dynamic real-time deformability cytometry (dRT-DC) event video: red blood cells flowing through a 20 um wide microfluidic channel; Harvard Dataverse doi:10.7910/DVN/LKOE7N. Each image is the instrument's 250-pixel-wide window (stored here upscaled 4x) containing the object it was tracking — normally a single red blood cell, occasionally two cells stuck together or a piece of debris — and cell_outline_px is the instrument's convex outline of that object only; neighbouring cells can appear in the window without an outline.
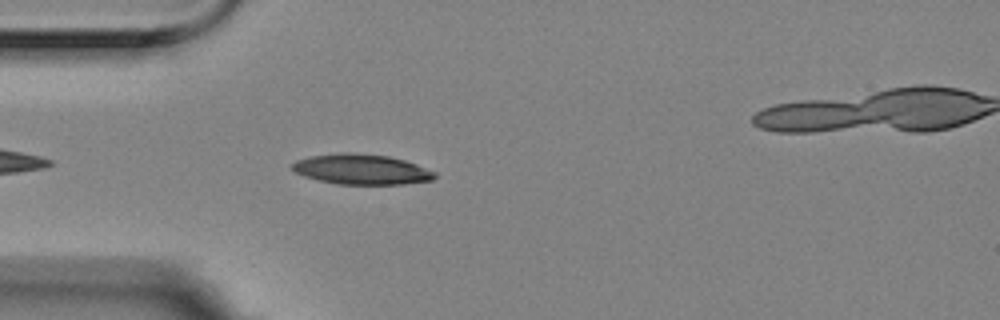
{"species": "Egyptian fruit bat (a non-hibernating species)", "species_latin": "Rousettus aegyptiacus", "temperature_condition": "room temperature", "stored_images_in_passage": 5, "camera_frame_rate_fps": 3000, "um_per_image_px": 0.085, "animal": {"sex": "female"}, "frame": {"image": 1, "passage_image": 4, "time_ms": 1.0, "image_size_px": [1000, 320], "cell_outline_px": [[436, 176], [432, 180], [404, 184], [336, 184], [304, 176], [296, 172], [292, 168], [292, 164], [296, 160], [312, 156], [340, 152], [352, 152], [388, 156], [404, 160], [416, 164], [436, 172]], "centroid_in_image_um": [30.74, 14.39], "position_along_channel_um": 54.3, "area_um2": 25.03}}